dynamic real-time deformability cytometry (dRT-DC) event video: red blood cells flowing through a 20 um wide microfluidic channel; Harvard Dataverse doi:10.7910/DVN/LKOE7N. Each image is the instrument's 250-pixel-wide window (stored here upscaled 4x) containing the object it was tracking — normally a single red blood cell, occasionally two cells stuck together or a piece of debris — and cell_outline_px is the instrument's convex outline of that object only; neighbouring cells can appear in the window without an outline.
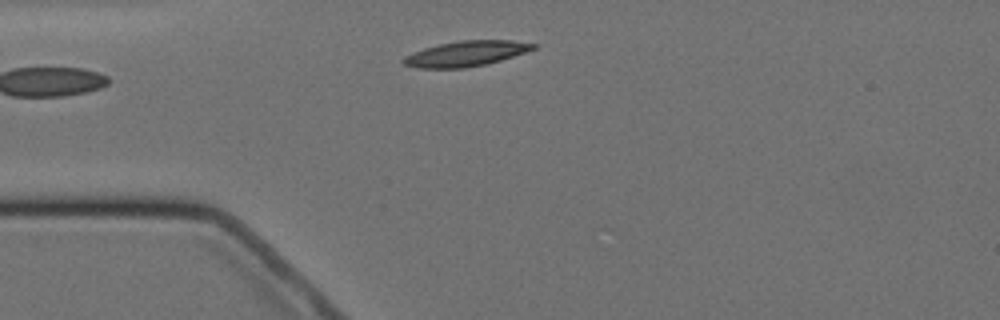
{"species": "Egyptian fruit bat (a non-hibernating species)", "species_latin": "Rousettus aegyptiacus", "temperature_condition": "cold", "stored_images_in_passage": 3, "camera_frame_rate_fps": 3000, "um_per_image_px": 0.085, "animal": {"sex": "female"}, "frame": {"image": 1, "passage_image": 3, "time_ms": 2.333, "image_size_px": [1000, 320], "cell_outline_px": [[536, 48], [500, 60], [484, 64], [464, 68], [416, 68], [404, 64], [400, 60], [404, 56], [424, 48], [440, 44], [460, 40], [512, 40], [536, 44]], "centroid_in_image_um": [39.56, 4.56], "position_along_channel_um": 45.4, "area_um2": 18.96}}